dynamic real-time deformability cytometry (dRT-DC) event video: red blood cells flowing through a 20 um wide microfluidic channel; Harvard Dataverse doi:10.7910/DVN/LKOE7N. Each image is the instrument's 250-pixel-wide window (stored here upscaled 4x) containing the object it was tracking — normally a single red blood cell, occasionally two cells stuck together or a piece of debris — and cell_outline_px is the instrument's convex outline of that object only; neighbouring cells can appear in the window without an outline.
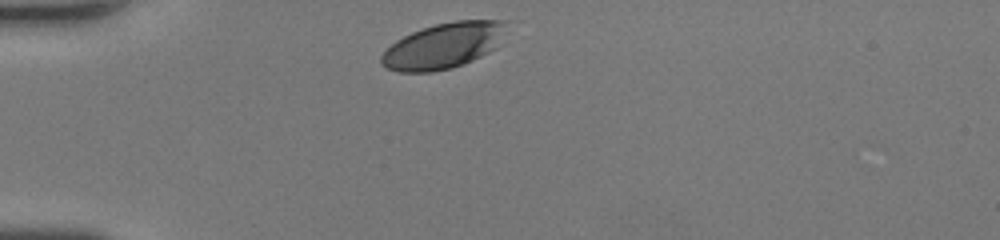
{"species": "human", "species_latin": "Homo sapiens", "temperature_condition": "room temperature", "stored_images_in_passage": 28, "camera_frame_rate_fps": 3000, "um_per_image_px": 0.085, "donor": {"sex": "female"}, "frame": {"image": 1, "passage_image": 1, "time_ms": 0.0, "image_size_px": [1000, 240], "cell_outline_px": [[508, 20], [496, 48], [464, 64], [452, 68], [432, 72], [400, 72], [388, 68], [380, 64], [380, 56], [396, 40], [412, 32], [436, 24], [456, 20]], "centroid_in_image_um": [37.68, 3.89], "position_along_channel_um": 47.3, "area_um2": 33.0}}
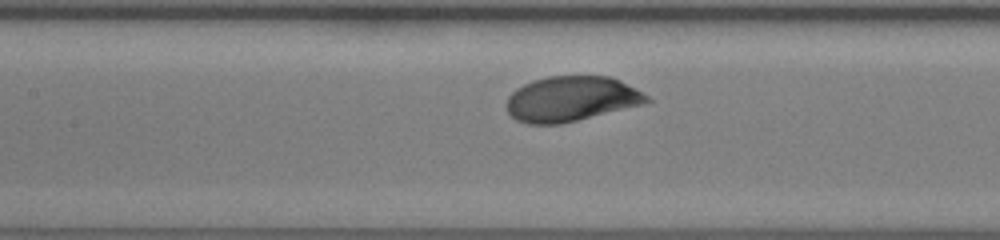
{"frame": {"image": 2, "passage_image": 11, "time_ms": 3.333, "image_size_px": [1000, 240], "cell_outline_px": [[652, 100], [644, 104], [560, 124], [528, 124], [516, 120], [508, 112], [504, 104], [508, 96], [516, 88], [532, 80], [548, 76], [608, 76], [620, 80], [648, 96]], "centroid_in_image_um": [48.51, 8.4], "position_along_channel_um": 158.9, "area_um2": 36.88}}
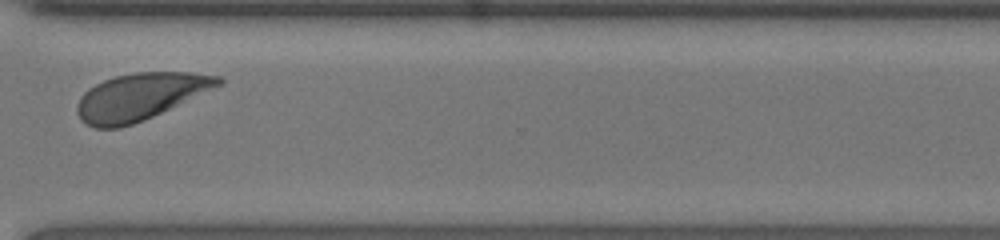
{"frame": {"image": 3, "passage_image": 25, "time_ms": 8.0, "image_size_px": [1000, 240], "cell_outline_px": [[224, 84], [144, 120], [120, 128], [96, 128], [80, 120], [76, 112], [76, 108], [80, 96], [88, 88], [104, 80], [116, 76], [136, 72], [188, 72], [220, 76], [224, 80]], "centroid_in_image_um": [11.91, 8.21], "position_along_channel_um": 358.7, "area_um2": 38.49}, "authors_computed_cell_mechanics": {"area_um2": 37.1943, "velocity_mm_per_s": 4.2704, "shape_relaxation_time_tau1_ms": 1.3362, "shape_relaxation_time_tau2_ms": null, "deformation_change_tau1": 0.0917, "deformation_change_tau2": null}}